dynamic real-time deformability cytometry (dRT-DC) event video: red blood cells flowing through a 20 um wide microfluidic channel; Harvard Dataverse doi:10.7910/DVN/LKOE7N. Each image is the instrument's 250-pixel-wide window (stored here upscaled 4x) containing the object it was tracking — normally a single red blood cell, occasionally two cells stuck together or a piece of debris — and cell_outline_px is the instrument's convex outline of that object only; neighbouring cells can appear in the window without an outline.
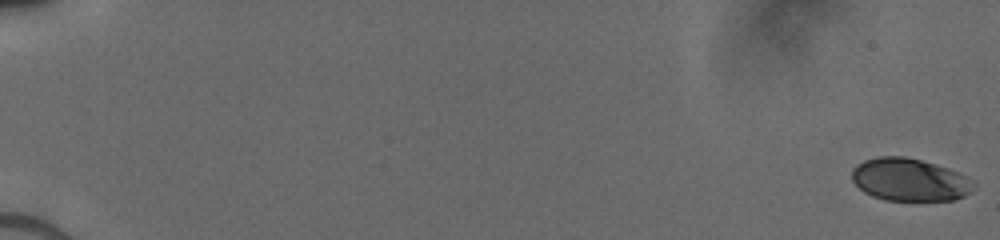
{"species": "human", "species_latin": "Homo sapiens", "temperature_condition": "cold", "stored_images_in_passage": 53, "camera_frame_rate_fps": 3000, "um_per_image_px": 0.085, "donor": {"sex": "male"}, "frame": {"image": 1, "passage_image": 1, "time_ms": 0.0, "image_size_px": [1000, 240], "cell_outline_px": [[976, 188], [964, 196], [956, 200], [884, 200], [872, 196], [864, 192], [852, 180], [852, 168], [856, 164], [864, 160], [880, 156], [904, 156], [936, 164], [948, 168], [972, 180], [976, 184]], "centroid_in_image_um": [77.31, 15.28], "position_along_channel_um": 7.7, "area_um2": 30.35}}
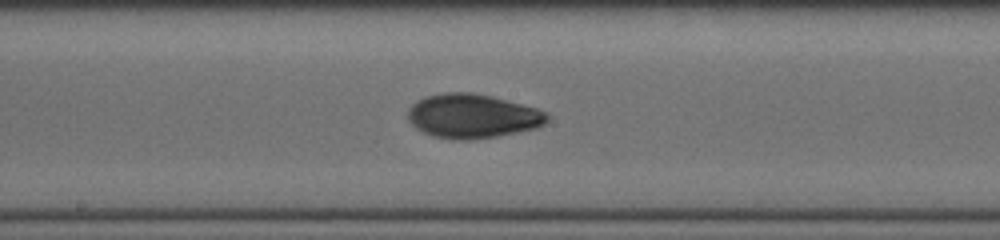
{"frame": {"image": 2, "passage_image": 31, "time_ms": 10.0, "image_size_px": [1000, 240], "cell_outline_px": [[548, 120], [544, 124], [536, 128], [496, 136], [468, 140], [452, 140], [432, 136], [416, 128], [408, 120], [408, 108], [416, 100], [428, 96], [444, 92], [472, 92], [492, 96], [536, 108], [544, 112], [548, 116]], "centroid_in_image_um": [40.12, 9.86], "position_along_channel_um": 208.1, "area_um2": 35.78}}
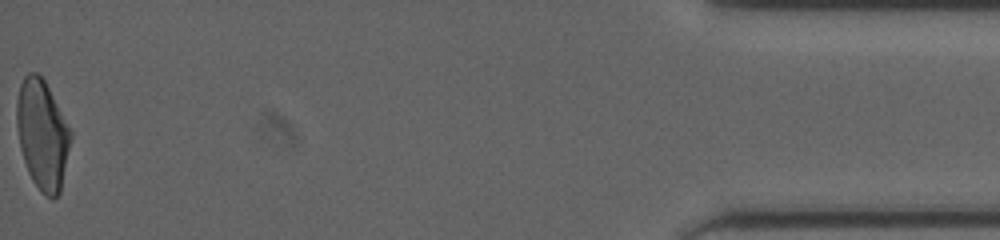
{"frame": {"image": 3, "passage_image": 53, "time_ms": 17.333, "image_size_px": [1000, 240], "cell_outline_px": [[72, 136], [60, 192], [52, 200], [44, 196], [40, 192], [32, 180], [28, 172], [20, 148], [16, 124], [16, 100], [20, 84], [24, 76], [28, 72], [36, 72], [44, 80], [72, 132]], "centroid_in_image_um": [3.58, 11.46], "position_along_channel_um": 431.6, "area_um2": 34.51}}